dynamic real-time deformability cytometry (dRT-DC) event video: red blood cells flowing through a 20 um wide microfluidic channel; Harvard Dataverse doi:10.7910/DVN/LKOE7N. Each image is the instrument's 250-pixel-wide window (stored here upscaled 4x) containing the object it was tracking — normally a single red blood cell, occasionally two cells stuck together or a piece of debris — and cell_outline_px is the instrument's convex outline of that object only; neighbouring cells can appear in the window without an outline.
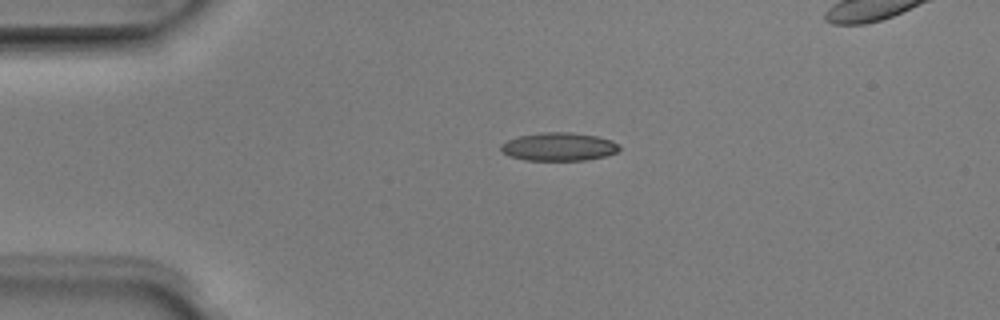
{"species": "Egyptian fruit bat (a non-hibernating species)", "species_latin": "Rousettus aegyptiacus", "temperature_condition": "room temperature", "stored_images_in_passage": 3, "segment_of_instrument_passage": [1, 2], "camera_frame_rate_fps": 3000, "um_per_image_px": 0.085, "animal": {"sex": "male"}, "frame": {"image": 1, "passage_image": 1, "time_ms": 0.0, "image_size_px": [1000, 320], "cell_outline_px": [[620, 148], [616, 152], [604, 156], [584, 160], [524, 160], [508, 156], [500, 148], [500, 144], [508, 140], [520, 136], [544, 132], [572, 132], [596, 136], [612, 140], [620, 144]], "centroid_in_image_um": [47.5, 12.47], "position_along_channel_um": 37.5, "area_um2": 19.42}}